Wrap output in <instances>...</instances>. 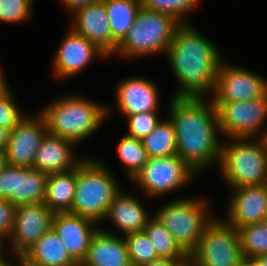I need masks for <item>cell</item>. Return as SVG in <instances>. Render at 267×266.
<instances>
[{
  "instance_id": "6da1fadb",
  "label": "cell",
  "mask_w": 267,
  "mask_h": 266,
  "mask_svg": "<svg viewBox=\"0 0 267 266\" xmlns=\"http://www.w3.org/2000/svg\"><path fill=\"white\" fill-rule=\"evenodd\" d=\"M191 26L184 23L176 28L166 52L171 69L180 82L173 97L205 100L211 92L212 100L222 57L216 46Z\"/></svg>"
},
{
  "instance_id": "7a4b0ae2",
  "label": "cell",
  "mask_w": 267,
  "mask_h": 266,
  "mask_svg": "<svg viewBox=\"0 0 267 266\" xmlns=\"http://www.w3.org/2000/svg\"><path fill=\"white\" fill-rule=\"evenodd\" d=\"M176 135L177 155L196 173L220 160L222 143L217 110L206 100L171 98L169 105Z\"/></svg>"
},
{
  "instance_id": "3957f363",
  "label": "cell",
  "mask_w": 267,
  "mask_h": 266,
  "mask_svg": "<svg viewBox=\"0 0 267 266\" xmlns=\"http://www.w3.org/2000/svg\"><path fill=\"white\" fill-rule=\"evenodd\" d=\"M110 112L108 106L71 95L48 104L40 114L47 125V133L75 144L93 134Z\"/></svg>"
},
{
  "instance_id": "277c9868",
  "label": "cell",
  "mask_w": 267,
  "mask_h": 266,
  "mask_svg": "<svg viewBox=\"0 0 267 266\" xmlns=\"http://www.w3.org/2000/svg\"><path fill=\"white\" fill-rule=\"evenodd\" d=\"M113 176L106 165L96 159H83L77 165V185L70 213L95 222L103 221L121 191Z\"/></svg>"
},
{
  "instance_id": "5b68a950",
  "label": "cell",
  "mask_w": 267,
  "mask_h": 266,
  "mask_svg": "<svg viewBox=\"0 0 267 266\" xmlns=\"http://www.w3.org/2000/svg\"><path fill=\"white\" fill-rule=\"evenodd\" d=\"M228 140L232 142L222 144L219 160L226 183L232 188L267 184V150L262 138Z\"/></svg>"
},
{
  "instance_id": "8992f818",
  "label": "cell",
  "mask_w": 267,
  "mask_h": 266,
  "mask_svg": "<svg viewBox=\"0 0 267 266\" xmlns=\"http://www.w3.org/2000/svg\"><path fill=\"white\" fill-rule=\"evenodd\" d=\"M180 23L173 17L141 7L132 27L118 44L115 54L139 57L163 52L166 54Z\"/></svg>"
},
{
  "instance_id": "52a82bcc",
  "label": "cell",
  "mask_w": 267,
  "mask_h": 266,
  "mask_svg": "<svg viewBox=\"0 0 267 266\" xmlns=\"http://www.w3.org/2000/svg\"><path fill=\"white\" fill-rule=\"evenodd\" d=\"M207 205L206 199L183 198L166 204L155 214L188 256L196 249L206 225L214 217L208 213Z\"/></svg>"
},
{
  "instance_id": "ba28073f",
  "label": "cell",
  "mask_w": 267,
  "mask_h": 266,
  "mask_svg": "<svg viewBox=\"0 0 267 266\" xmlns=\"http://www.w3.org/2000/svg\"><path fill=\"white\" fill-rule=\"evenodd\" d=\"M189 259L195 266H238L244 259L238 230L226 220L212 218Z\"/></svg>"
},
{
  "instance_id": "9c48e42d",
  "label": "cell",
  "mask_w": 267,
  "mask_h": 266,
  "mask_svg": "<svg viewBox=\"0 0 267 266\" xmlns=\"http://www.w3.org/2000/svg\"><path fill=\"white\" fill-rule=\"evenodd\" d=\"M213 104L217 110L220 131L228 138H258L260 132L263 136L261 128L267 118V94L245 102Z\"/></svg>"
},
{
  "instance_id": "30bf717a",
  "label": "cell",
  "mask_w": 267,
  "mask_h": 266,
  "mask_svg": "<svg viewBox=\"0 0 267 266\" xmlns=\"http://www.w3.org/2000/svg\"><path fill=\"white\" fill-rule=\"evenodd\" d=\"M196 173L176 154L151 157L132 179L147 196H159L189 183Z\"/></svg>"
},
{
  "instance_id": "8fae6325",
  "label": "cell",
  "mask_w": 267,
  "mask_h": 266,
  "mask_svg": "<svg viewBox=\"0 0 267 266\" xmlns=\"http://www.w3.org/2000/svg\"><path fill=\"white\" fill-rule=\"evenodd\" d=\"M221 61L212 102H245L267 94V81L263 77L239 66Z\"/></svg>"
},
{
  "instance_id": "7c38bea8",
  "label": "cell",
  "mask_w": 267,
  "mask_h": 266,
  "mask_svg": "<svg viewBox=\"0 0 267 266\" xmlns=\"http://www.w3.org/2000/svg\"><path fill=\"white\" fill-rule=\"evenodd\" d=\"M54 214L44 203L16 206L13 229L7 239L11 242L13 255L24 254L50 231Z\"/></svg>"
},
{
  "instance_id": "4fadbf2b",
  "label": "cell",
  "mask_w": 267,
  "mask_h": 266,
  "mask_svg": "<svg viewBox=\"0 0 267 266\" xmlns=\"http://www.w3.org/2000/svg\"><path fill=\"white\" fill-rule=\"evenodd\" d=\"M46 133L47 125L40 113L36 114L35 118L25 116L10 131L8 143L5 147L7 164L33 168L36 152Z\"/></svg>"
},
{
  "instance_id": "5bb4252c",
  "label": "cell",
  "mask_w": 267,
  "mask_h": 266,
  "mask_svg": "<svg viewBox=\"0 0 267 266\" xmlns=\"http://www.w3.org/2000/svg\"><path fill=\"white\" fill-rule=\"evenodd\" d=\"M96 224L92 219L70 212H58L53 216V231L79 266L86 258L92 236L100 228Z\"/></svg>"
},
{
  "instance_id": "9a60e30c",
  "label": "cell",
  "mask_w": 267,
  "mask_h": 266,
  "mask_svg": "<svg viewBox=\"0 0 267 266\" xmlns=\"http://www.w3.org/2000/svg\"><path fill=\"white\" fill-rule=\"evenodd\" d=\"M72 29L95 44L109 58L118 43L112 38L110 22L103 0L89 3L74 11Z\"/></svg>"
},
{
  "instance_id": "2e32d148",
  "label": "cell",
  "mask_w": 267,
  "mask_h": 266,
  "mask_svg": "<svg viewBox=\"0 0 267 266\" xmlns=\"http://www.w3.org/2000/svg\"><path fill=\"white\" fill-rule=\"evenodd\" d=\"M59 45L53 60L57 77L69 78L85 69L95 56L108 58L95 44L72 28Z\"/></svg>"
},
{
  "instance_id": "e0dca14e",
  "label": "cell",
  "mask_w": 267,
  "mask_h": 266,
  "mask_svg": "<svg viewBox=\"0 0 267 266\" xmlns=\"http://www.w3.org/2000/svg\"><path fill=\"white\" fill-rule=\"evenodd\" d=\"M228 218L237 230L245 225L267 221V184L234 188Z\"/></svg>"
},
{
  "instance_id": "ac0fdd59",
  "label": "cell",
  "mask_w": 267,
  "mask_h": 266,
  "mask_svg": "<svg viewBox=\"0 0 267 266\" xmlns=\"http://www.w3.org/2000/svg\"><path fill=\"white\" fill-rule=\"evenodd\" d=\"M117 107L124 116L144 112H157L158 88L144 77L120 81L116 89Z\"/></svg>"
},
{
  "instance_id": "d6986e66",
  "label": "cell",
  "mask_w": 267,
  "mask_h": 266,
  "mask_svg": "<svg viewBox=\"0 0 267 266\" xmlns=\"http://www.w3.org/2000/svg\"><path fill=\"white\" fill-rule=\"evenodd\" d=\"M73 145L70 140L46 133L36 152L33 169L51 174L76 168L83 158L75 157Z\"/></svg>"
},
{
  "instance_id": "ffe728a7",
  "label": "cell",
  "mask_w": 267,
  "mask_h": 266,
  "mask_svg": "<svg viewBox=\"0 0 267 266\" xmlns=\"http://www.w3.org/2000/svg\"><path fill=\"white\" fill-rule=\"evenodd\" d=\"M80 266H132L124 238L99 228Z\"/></svg>"
},
{
  "instance_id": "44dd1931",
  "label": "cell",
  "mask_w": 267,
  "mask_h": 266,
  "mask_svg": "<svg viewBox=\"0 0 267 266\" xmlns=\"http://www.w3.org/2000/svg\"><path fill=\"white\" fill-rule=\"evenodd\" d=\"M135 197L120 191L113 199L105 217L110 218L124 236L143 232L151 218L143 208V204Z\"/></svg>"
},
{
  "instance_id": "7402d4cb",
  "label": "cell",
  "mask_w": 267,
  "mask_h": 266,
  "mask_svg": "<svg viewBox=\"0 0 267 266\" xmlns=\"http://www.w3.org/2000/svg\"><path fill=\"white\" fill-rule=\"evenodd\" d=\"M77 185V167L47 176V187L43 203L54 213L70 212Z\"/></svg>"
},
{
  "instance_id": "603a6c76",
  "label": "cell",
  "mask_w": 267,
  "mask_h": 266,
  "mask_svg": "<svg viewBox=\"0 0 267 266\" xmlns=\"http://www.w3.org/2000/svg\"><path fill=\"white\" fill-rule=\"evenodd\" d=\"M24 255L31 261L44 266H79L70 257L53 229L46 232Z\"/></svg>"
},
{
  "instance_id": "cb8c5ba5",
  "label": "cell",
  "mask_w": 267,
  "mask_h": 266,
  "mask_svg": "<svg viewBox=\"0 0 267 266\" xmlns=\"http://www.w3.org/2000/svg\"><path fill=\"white\" fill-rule=\"evenodd\" d=\"M109 19L112 38L119 44L132 27L141 0H103Z\"/></svg>"
},
{
  "instance_id": "d4e9b609",
  "label": "cell",
  "mask_w": 267,
  "mask_h": 266,
  "mask_svg": "<svg viewBox=\"0 0 267 266\" xmlns=\"http://www.w3.org/2000/svg\"><path fill=\"white\" fill-rule=\"evenodd\" d=\"M144 232L149 237L160 258H168L178 263L185 262L189 256L175 242L173 235L153 214Z\"/></svg>"
},
{
  "instance_id": "484cf974",
  "label": "cell",
  "mask_w": 267,
  "mask_h": 266,
  "mask_svg": "<svg viewBox=\"0 0 267 266\" xmlns=\"http://www.w3.org/2000/svg\"><path fill=\"white\" fill-rule=\"evenodd\" d=\"M142 143L148 158L176 155V135L171 120H160L157 126L143 138Z\"/></svg>"
},
{
  "instance_id": "4316f807",
  "label": "cell",
  "mask_w": 267,
  "mask_h": 266,
  "mask_svg": "<svg viewBox=\"0 0 267 266\" xmlns=\"http://www.w3.org/2000/svg\"><path fill=\"white\" fill-rule=\"evenodd\" d=\"M48 174L27 168L20 177L19 205L43 203Z\"/></svg>"
},
{
  "instance_id": "83f0119b",
  "label": "cell",
  "mask_w": 267,
  "mask_h": 266,
  "mask_svg": "<svg viewBox=\"0 0 267 266\" xmlns=\"http://www.w3.org/2000/svg\"><path fill=\"white\" fill-rule=\"evenodd\" d=\"M243 258L267 254V221L245 225L238 229Z\"/></svg>"
},
{
  "instance_id": "f1b7e54d",
  "label": "cell",
  "mask_w": 267,
  "mask_h": 266,
  "mask_svg": "<svg viewBox=\"0 0 267 266\" xmlns=\"http://www.w3.org/2000/svg\"><path fill=\"white\" fill-rule=\"evenodd\" d=\"M117 150L119 158L128 168V177L132 180L148 160L142 140L125 135L119 141Z\"/></svg>"
},
{
  "instance_id": "f546056e",
  "label": "cell",
  "mask_w": 267,
  "mask_h": 266,
  "mask_svg": "<svg viewBox=\"0 0 267 266\" xmlns=\"http://www.w3.org/2000/svg\"><path fill=\"white\" fill-rule=\"evenodd\" d=\"M124 240L132 266H140L159 258L155 247L144 231L127 234Z\"/></svg>"
},
{
  "instance_id": "4dcf8cb0",
  "label": "cell",
  "mask_w": 267,
  "mask_h": 266,
  "mask_svg": "<svg viewBox=\"0 0 267 266\" xmlns=\"http://www.w3.org/2000/svg\"><path fill=\"white\" fill-rule=\"evenodd\" d=\"M200 0H141V5L151 11L167 14L180 24L188 23L185 15L190 12Z\"/></svg>"
},
{
  "instance_id": "1f68e13d",
  "label": "cell",
  "mask_w": 267,
  "mask_h": 266,
  "mask_svg": "<svg viewBox=\"0 0 267 266\" xmlns=\"http://www.w3.org/2000/svg\"><path fill=\"white\" fill-rule=\"evenodd\" d=\"M26 169V167L7 164L0 171V199L8 200L15 206L19 205L20 177Z\"/></svg>"
},
{
  "instance_id": "d6a6232c",
  "label": "cell",
  "mask_w": 267,
  "mask_h": 266,
  "mask_svg": "<svg viewBox=\"0 0 267 266\" xmlns=\"http://www.w3.org/2000/svg\"><path fill=\"white\" fill-rule=\"evenodd\" d=\"M9 86L0 91V126L12 131L25 117L18 109Z\"/></svg>"
},
{
  "instance_id": "836d02e7",
  "label": "cell",
  "mask_w": 267,
  "mask_h": 266,
  "mask_svg": "<svg viewBox=\"0 0 267 266\" xmlns=\"http://www.w3.org/2000/svg\"><path fill=\"white\" fill-rule=\"evenodd\" d=\"M34 0H0V22L18 23L30 16Z\"/></svg>"
},
{
  "instance_id": "e575fe53",
  "label": "cell",
  "mask_w": 267,
  "mask_h": 266,
  "mask_svg": "<svg viewBox=\"0 0 267 266\" xmlns=\"http://www.w3.org/2000/svg\"><path fill=\"white\" fill-rule=\"evenodd\" d=\"M157 112H144L126 116L129 133L126 135L143 140L160 122Z\"/></svg>"
},
{
  "instance_id": "d590c367",
  "label": "cell",
  "mask_w": 267,
  "mask_h": 266,
  "mask_svg": "<svg viewBox=\"0 0 267 266\" xmlns=\"http://www.w3.org/2000/svg\"><path fill=\"white\" fill-rule=\"evenodd\" d=\"M15 205L0 199V238L5 241L10 236L14 225ZM5 239V240H4Z\"/></svg>"
},
{
  "instance_id": "8d00e7d4",
  "label": "cell",
  "mask_w": 267,
  "mask_h": 266,
  "mask_svg": "<svg viewBox=\"0 0 267 266\" xmlns=\"http://www.w3.org/2000/svg\"><path fill=\"white\" fill-rule=\"evenodd\" d=\"M63 1V5L68 8L67 10L70 11V13L76 11L77 9L89 4L93 3L99 0H60Z\"/></svg>"
},
{
  "instance_id": "74e56055",
  "label": "cell",
  "mask_w": 267,
  "mask_h": 266,
  "mask_svg": "<svg viewBox=\"0 0 267 266\" xmlns=\"http://www.w3.org/2000/svg\"><path fill=\"white\" fill-rule=\"evenodd\" d=\"M178 262L173 261L168 258H158L155 260H152L151 262L144 263L140 266H176Z\"/></svg>"
},
{
  "instance_id": "f35d334b",
  "label": "cell",
  "mask_w": 267,
  "mask_h": 266,
  "mask_svg": "<svg viewBox=\"0 0 267 266\" xmlns=\"http://www.w3.org/2000/svg\"><path fill=\"white\" fill-rule=\"evenodd\" d=\"M9 135H10V130L6 127L0 126V151H5Z\"/></svg>"
},
{
  "instance_id": "ab89813d",
  "label": "cell",
  "mask_w": 267,
  "mask_h": 266,
  "mask_svg": "<svg viewBox=\"0 0 267 266\" xmlns=\"http://www.w3.org/2000/svg\"><path fill=\"white\" fill-rule=\"evenodd\" d=\"M17 258V261L18 263L17 266H44V265H40V264H37L33 261H31L30 259H28L24 254H19V255H16ZM16 264L14 265V262L11 264V266H16Z\"/></svg>"
},
{
  "instance_id": "60d3db41",
  "label": "cell",
  "mask_w": 267,
  "mask_h": 266,
  "mask_svg": "<svg viewBox=\"0 0 267 266\" xmlns=\"http://www.w3.org/2000/svg\"><path fill=\"white\" fill-rule=\"evenodd\" d=\"M254 266H267V254L258 255L249 259Z\"/></svg>"
},
{
  "instance_id": "b9f144b4",
  "label": "cell",
  "mask_w": 267,
  "mask_h": 266,
  "mask_svg": "<svg viewBox=\"0 0 267 266\" xmlns=\"http://www.w3.org/2000/svg\"><path fill=\"white\" fill-rule=\"evenodd\" d=\"M4 243L0 246V266H11V263H10V261L8 262V261H6L7 259H4V257H3V250H4Z\"/></svg>"
},
{
  "instance_id": "7bdbcfd3",
  "label": "cell",
  "mask_w": 267,
  "mask_h": 266,
  "mask_svg": "<svg viewBox=\"0 0 267 266\" xmlns=\"http://www.w3.org/2000/svg\"><path fill=\"white\" fill-rule=\"evenodd\" d=\"M7 165L5 151H0V171Z\"/></svg>"
},
{
  "instance_id": "ee69618b",
  "label": "cell",
  "mask_w": 267,
  "mask_h": 266,
  "mask_svg": "<svg viewBox=\"0 0 267 266\" xmlns=\"http://www.w3.org/2000/svg\"><path fill=\"white\" fill-rule=\"evenodd\" d=\"M1 68H0V91L3 90L8 84L6 83V80L3 77V74L1 72Z\"/></svg>"
},
{
  "instance_id": "f6af8a7d",
  "label": "cell",
  "mask_w": 267,
  "mask_h": 266,
  "mask_svg": "<svg viewBox=\"0 0 267 266\" xmlns=\"http://www.w3.org/2000/svg\"><path fill=\"white\" fill-rule=\"evenodd\" d=\"M238 266H254L249 259H243Z\"/></svg>"
},
{
  "instance_id": "bcb514c9",
  "label": "cell",
  "mask_w": 267,
  "mask_h": 266,
  "mask_svg": "<svg viewBox=\"0 0 267 266\" xmlns=\"http://www.w3.org/2000/svg\"><path fill=\"white\" fill-rule=\"evenodd\" d=\"M176 266H195L192 261L188 258L185 262L178 263Z\"/></svg>"
},
{
  "instance_id": "7dc6e473",
  "label": "cell",
  "mask_w": 267,
  "mask_h": 266,
  "mask_svg": "<svg viewBox=\"0 0 267 266\" xmlns=\"http://www.w3.org/2000/svg\"><path fill=\"white\" fill-rule=\"evenodd\" d=\"M263 132H264V134H263V136L261 138H262V140H263V142L265 144L266 150H267V128L265 130H263Z\"/></svg>"
},
{
  "instance_id": "c3c4849f",
  "label": "cell",
  "mask_w": 267,
  "mask_h": 266,
  "mask_svg": "<svg viewBox=\"0 0 267 266\" xmlns=\"http://www.w3.org/2000/svg\"><path fill=\"white\" fill-rule=\"evenodd\" d=\"M3 242H4V241L0 238V246L3 244Z\"/></svg>"
}]
</instances>
